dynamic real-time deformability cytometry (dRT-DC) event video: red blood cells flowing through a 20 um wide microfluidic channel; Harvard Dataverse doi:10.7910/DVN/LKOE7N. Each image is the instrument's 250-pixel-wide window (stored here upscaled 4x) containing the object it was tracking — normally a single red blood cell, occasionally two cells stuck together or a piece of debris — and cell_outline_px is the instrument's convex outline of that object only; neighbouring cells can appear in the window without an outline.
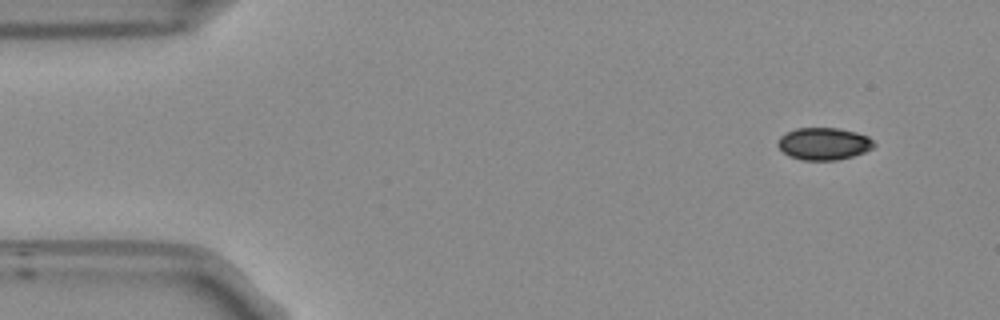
{"species": "Egyptian fruit bat (a non-hibernating species)", "species_latin": "Rousettus aegyptiacus", "temperature_condition": "room temperature", "stored_images_in_passage": 49, "camera_frame_rate_fps": 3000, "um_per_image_px": 0.085, "frame": {"image": 1, "passage_image": 1, "time_ms": 0.0, "image_size_px": [1000, 320], "cell_outline_px": [[876, 144], [872, 148], [864, 152], [852, 156], [836, 160], [800, 160], [788, 156], [776, 144], [776, 140], [784, 132], [796, 128], [836, 128], [856, 132], [868, 136]], "centroid_in_image_um": [69.97, 12.21], "position_along_channel_um": 15.0, "area_um2": 18.21}}
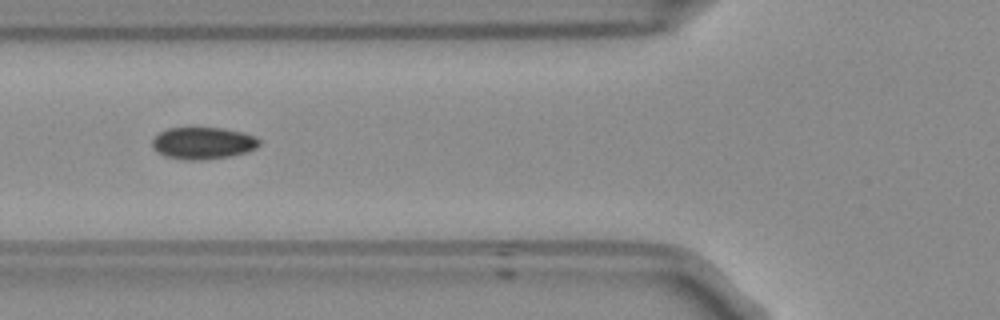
{"frame": {"image": 2, "passage_image": 16, "time_ms": 5.0, "image_size_px": [1000, 320], "cell_outline_px": [[260, 144], [256, 148], [248, 152], [228, 156], [200, 160], [188, 160], [164, 156], [156, 152], [152, 148], [152, 140], [160, 132], [168, 128], [224, 128], [244, 132], [256, 136], [260, 140]], "centroid_in_image_um": [17.27, 12.16], "position_along_channel_um": 108.5, "area_um2": 20.06}}
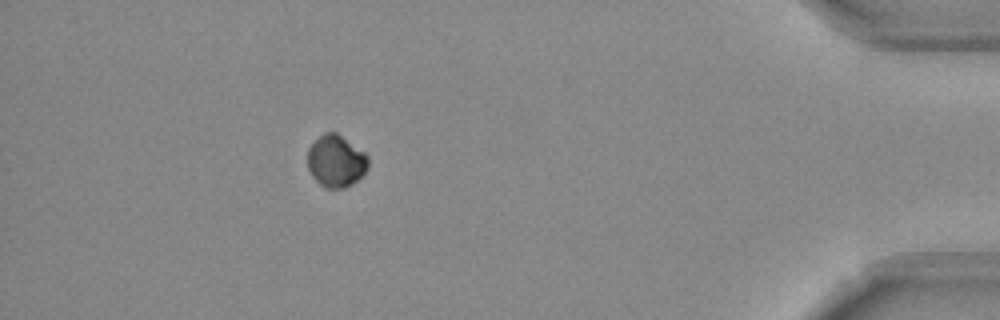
{"frame": {"image": 3, "passage_image": 44, "time_ms": 14.333, "image_size_px": [1000, 320], "cell_outline_px": [[368, 168], [352, 184], [344, 188], [324, 188], [312, 176], [308, 168], [308, 148], [324, 132], [336, 132], [364, 152], [368, 156]], "centroid_in_image_um": [28.55, 13.7], "position_along_channel_um": 406.7, "area_um2": 18.21}, "authors_computed_cell_mechanics": {"area_um2": 19.4208, "velocity_mm_per_s": 3.7847, "shape_relaxation_time_tau1_ms": 2.7621, "shape_relaxation_time_tau2_ms": null, "deformation_change_tau1": 0.0561, "deformation_change_tau2": null}}